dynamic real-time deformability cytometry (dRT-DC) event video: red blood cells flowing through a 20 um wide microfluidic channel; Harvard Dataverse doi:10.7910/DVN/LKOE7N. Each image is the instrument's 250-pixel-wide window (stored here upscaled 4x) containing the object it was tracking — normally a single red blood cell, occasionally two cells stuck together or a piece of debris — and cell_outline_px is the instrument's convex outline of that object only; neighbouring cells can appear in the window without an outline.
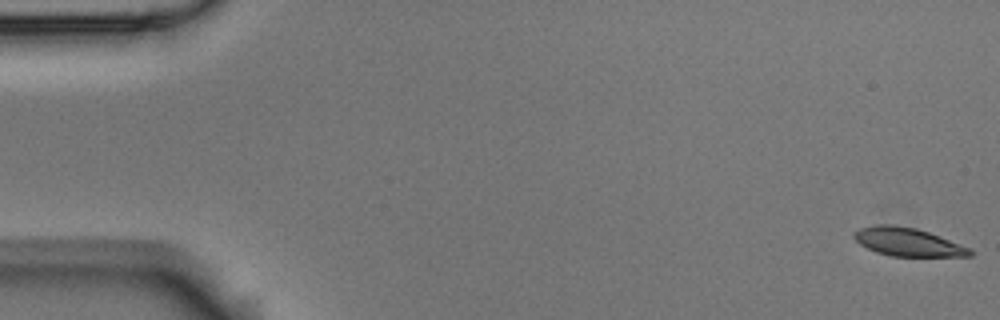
{"species": "Egyptian fruit bat (a non-hibernating species)", "species_latin": "Rousettus aegyptiacus", "temperature_condition": "room temperature", "stored_images_in_passage": 56, "camera_frame_rate_fps": 3000, "um_per_image_px": 0.085, "animal": {"sex": "male"}, "frame": {"image": 1, "passage_image": 1, "time_ms": 0.0, "image_size_px": [1000, 320], "cell_outline_px": [[972, 256], [888, 256], [876, 252], [860, 244], [852, 236], [860, 228], [876, 224], [892, 224], [916, 228], [928, 232], [972, 248]], "centroid_in_image_um": [77.17, 20.57], "position_along_channel_um": 7.8, "area_um2": 19.07}}
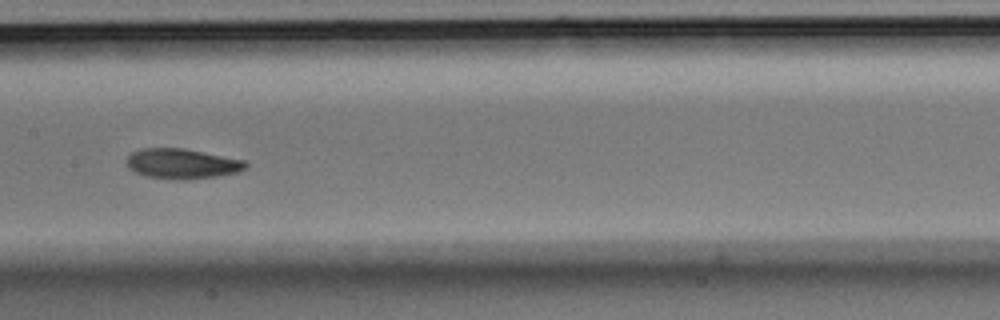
{"frame": {"image": 2, "passage_image": 28, "time_ms": 9.0, "image_size_px": [1000, 320], "cell_outline_px": [[248, 168], [236, 172], [216, 176], [188, 180], [176, 180], [144, 176], [128, 168], [128, 156], [132, 152], [140, 148], [184, 148], [248, 160]], "centroid_in_image_um": [15.52, 13.91], "position_along_channel_um": 191.9, "area_um2": 21.15}}
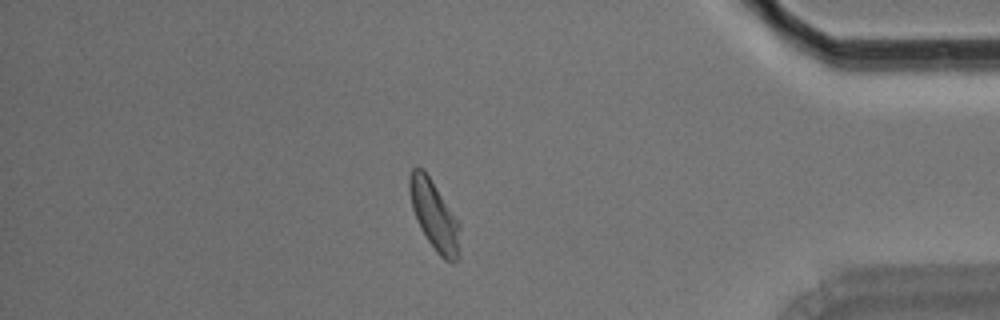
{"frame": {"image": 3, "passage_image": 48, "time_ms": 15.667, "image_size_px": [1000, 320], "cell_outline_px": [[460, 260], [452, 264], [444, 260], [436, 252], [420, 228], [416, 220], [412, 208], [408, 192], [408, 180], [412, 168], [424, 168], [460, 224]], "centroid_in_image_um": [36.92, 18.35], "position_along_channel_um": 398.3, "area_um2": 20.69}, "authors_computed_cell_mechanics": {"area_um2": 20.4612, "velocity_mm_per_s": 3.6173, "shape_relaxation_time_tau1_ms": 2.9301, "shape_relaxation_time_tau2_ms": 2.8006, "deformation_change_tau1": 0.1394, "deformation_change_tau2": 0.0916}}